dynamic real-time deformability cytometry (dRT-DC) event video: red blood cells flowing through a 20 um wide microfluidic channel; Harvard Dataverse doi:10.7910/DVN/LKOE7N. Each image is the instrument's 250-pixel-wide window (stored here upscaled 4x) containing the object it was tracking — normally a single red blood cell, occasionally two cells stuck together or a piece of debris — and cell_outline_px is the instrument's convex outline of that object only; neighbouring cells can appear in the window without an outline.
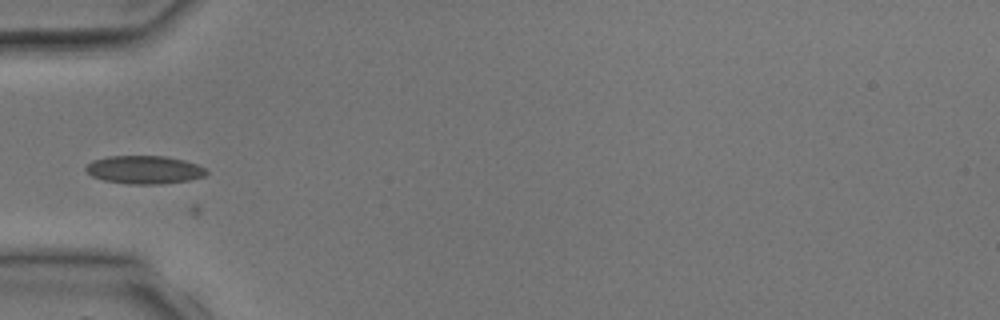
{"species": "common noctule bat (a hibernating species)", "species_latin": "Nyctalus noctula", "temperature_condition": "room temperature", "stored_images_in_passage": 2, "camera_frame_rate_fps": 3000, "um_per_image_px": 0.085, "animal": {"sex": "male", "body_mass_g": 17.9, "forearm_length_mm": 54.2}, "frame": {"image": 1, "passage_image": 2, "time_ms": 2.0, "image_size_px": [1000, 320], "cell_outline_px": [[208, 172], [204, 176], [188, 180], [160, 184], [132, 184], [104, 180], [92, 176], [84, 168], [92, 160], [108, 156], [164, 156], [184, 160], [196, 164], [204, 168]], "centroid_in_image_um": [12.25, 14.42], "position_along_channel_um": 72.7, "area_um2": 19.59}}